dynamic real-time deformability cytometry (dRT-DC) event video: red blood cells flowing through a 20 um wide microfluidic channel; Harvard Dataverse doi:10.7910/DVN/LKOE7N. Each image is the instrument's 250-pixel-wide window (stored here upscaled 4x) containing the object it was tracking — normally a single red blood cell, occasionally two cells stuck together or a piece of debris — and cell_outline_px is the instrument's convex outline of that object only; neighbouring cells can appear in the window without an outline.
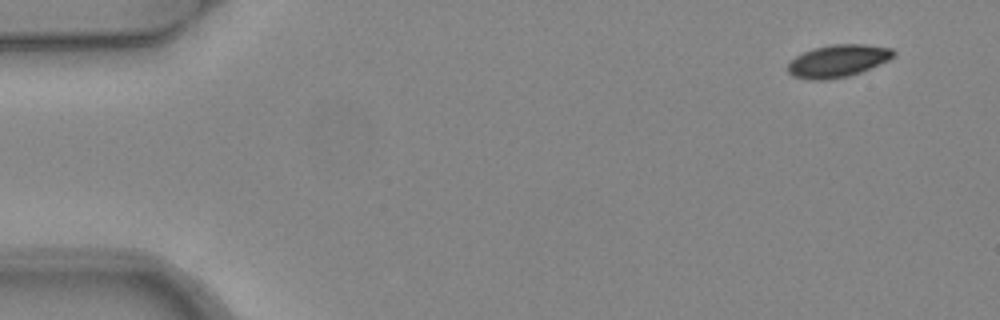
{"species": "common noctule bat (a hibernating species)", "species_latin": "Nyctalus noctula", "temperature_condition": "warm", "stored_images_in_passage": 4, "camera_frame_rate_fps": 3000, "um_per_image_px": 0.085, "animal": {"sex": "female", "body_mass_g": 24.6, "forearm_length_mm": 56.2}, "frame": {"image": 1, "passage_image": 1, "time_ms": 0.0, "image_size_px": [1000, 320], "cell_outline_px": [[896, 56], [880, 64], [860, 72], [848, 76], [824, 80], [812, 80], [792, 76], [788, 72], [788, 64], [796, 56], [812, 48], [832, 44], [864, 44], [892, 48], [896, 52]], "centroid_in_image_um": [71.24, 5.17], "position_along_channel_um": 13.8, "area_um2": 20.0}}
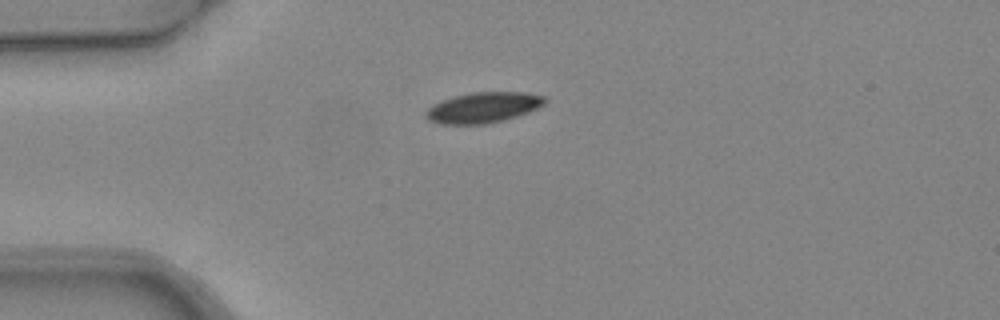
{"frame": {"image": 2, "passage_image": 3, "time_ms": 0.667, "image_size_px": [1000, 320], "cell_outline_px": [[548, 100], [544, 104], [528, 112], [504, 120], [488, 124], [440, 124], [428, 120], [424, 116], [424, 112], [432, 104], [440, 100], [472, 92], [524, 92], [544, 96]], "centroid_in_image_um": [41.03, 9.14], "position_along_channel_um": 44.0, "area_um2": 21.33}}